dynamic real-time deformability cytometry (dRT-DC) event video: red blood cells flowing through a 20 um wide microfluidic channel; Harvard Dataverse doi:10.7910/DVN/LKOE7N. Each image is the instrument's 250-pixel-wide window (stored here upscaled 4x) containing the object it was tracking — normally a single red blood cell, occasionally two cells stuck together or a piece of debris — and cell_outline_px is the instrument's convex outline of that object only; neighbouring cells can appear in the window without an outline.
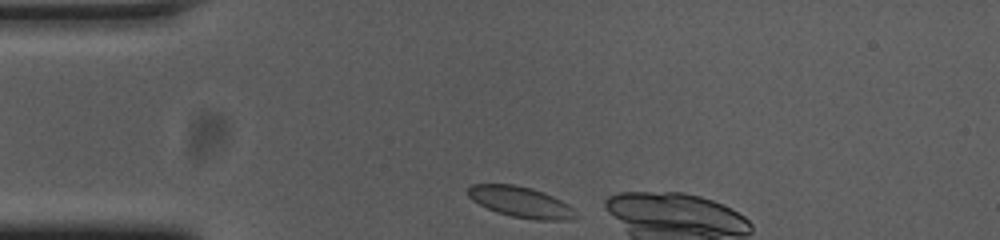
{"species": "common noctule bat (a hibernating species)", "species_latin": "Nyctalus noctula", "temperature_condition": "cold", "stored_images_in_passage": 7, "camera_frame_rate_fps": 3000, "um_per_image_px": 0.085, "animal": {"sex": "female", "body_mass_g": 23.0, "forearm_length_mm": 53.4}, "frame": {"image": 1, "passage_image": 1, "time_ms": 0.0, "image_size_px": [1000, 240], "cell_outline_px": [[580, 216], [568, 220], [536, 220], [512, 216], [496, 212], [472, 200], [468, 196], [468, 188], [472, 184], [512, 184], [532, 188], [544, 192], [568, 204]], "centroid_in_image_um": [44.28, 17.17], "position_along_channel_um": 40.7, "area_um2": 19.31}}
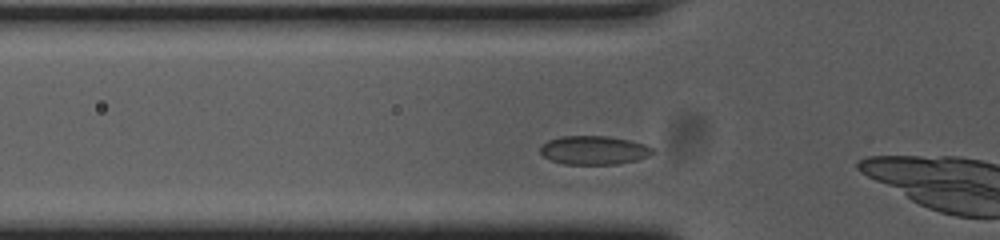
{"frame": {"image": 2, "passage_image": 6, "time_ms": 1.667, "image_size_px": [1000, 240], "cell_outline_px": [[656, 152], [648, 156], [636, 160], [616, 164], [564, 164], [552, 160], [544, 156], [540, 152], [540, 148], [548, 140], [560, 136], [608, 136], [628, 140], [644, 144], [652, 148]], "centroid_in_image_um": [50.49, 12.76], "position_along_channel_um": 75.3, "area_um2": 18.67}}